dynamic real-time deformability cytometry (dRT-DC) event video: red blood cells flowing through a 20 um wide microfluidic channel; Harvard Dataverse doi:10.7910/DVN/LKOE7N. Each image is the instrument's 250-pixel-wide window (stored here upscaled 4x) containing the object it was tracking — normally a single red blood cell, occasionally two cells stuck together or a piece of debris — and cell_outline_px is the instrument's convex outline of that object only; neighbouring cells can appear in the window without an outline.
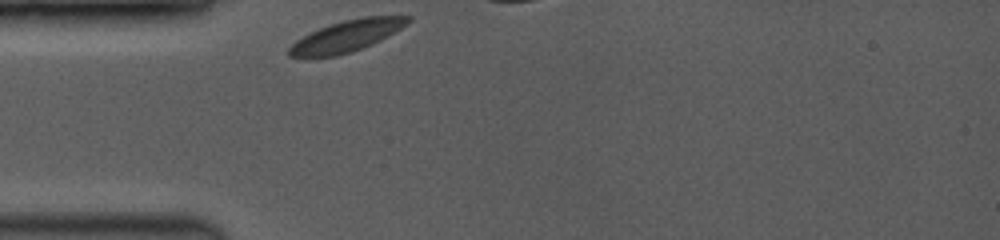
{"species": "common noctule bat (a hibernating species)", "species_latin": "Nyctalus noctula", "temperature_condition": "room temperature", "stored_images_in_passage": 9, "camera_frame_rate_fps": 3500, "um_per_image_px": 0.085, "animal": {"sex": "female", "body_mass_g": 19.0, "forearm_length_mm": 53.3}, "frame": {"image": 1, "passage_image": 1, "time_ms": 0.0, "image_size_px": [1000, 240], "cell_outline_px": [[412, 20], [400, 28], [380, 40], [372, 44], [352, 52], [336, 56], [288, 56], [288, 48], [296, 40], [320, 28], [344, 20], [364, 16], [412, 16]], "centroid_in_image_um": [29.49, 3.05], "position_along_channel_um": 55.5, "area_um2": 21.27}}
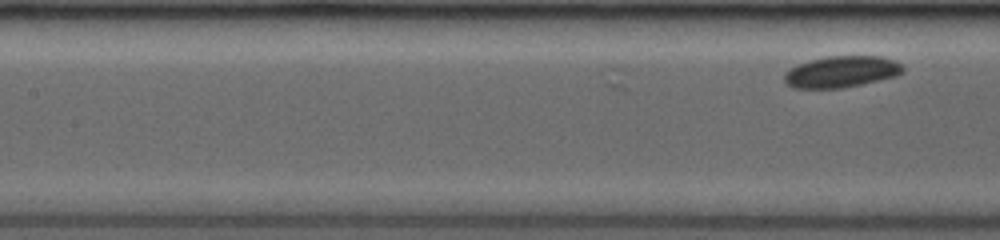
{"frame": {"image": 2, "passage_image": 9, "time_ms": 2.286, "image_size_px": [1000, 240], "cell_outline_px": [[904, 72], [896, 76], [860, 84], [840, 88], [792, 88], [784, 80], [784, 72], [796, 64], [808, 60], [828, 56], [880, 56], [896, 60], [904, 68]], "centroid_in_image_um": [71.5, 6.09], "position_along_channel_um": 135.9, "area_um2": 21.79}}